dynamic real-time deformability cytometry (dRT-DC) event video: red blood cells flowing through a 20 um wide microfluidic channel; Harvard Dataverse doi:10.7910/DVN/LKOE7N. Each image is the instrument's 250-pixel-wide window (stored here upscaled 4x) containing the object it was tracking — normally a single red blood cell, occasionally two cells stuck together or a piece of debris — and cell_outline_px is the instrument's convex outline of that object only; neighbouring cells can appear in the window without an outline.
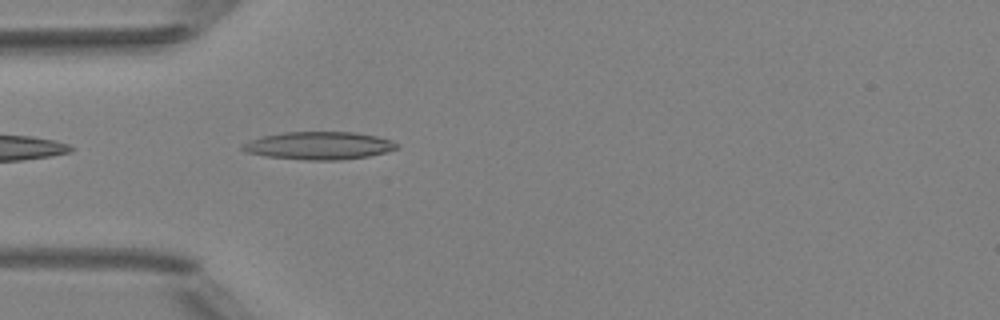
{"species": "Egyptian fruit bat (a non-hibernating species)", "species_latin": "Rousettus aegyptiacus", "temperature_condition": "room temperature", "stored_images_in_passage": 1, "camera_frame_rate_fps": 3000, "um_per_image_px": 0.085, "animal": {"sex": "female"}, "frame": {"image": 1, "passage_image": 1, "time_ms": 0.0, "image_size_px": [1000, 320], "cell_outline_px": [[400, 148], [368, 156], [336, 160], [308, 160], [264, 156], [244, 152], [240, 148], [244, 144], [252, 140], [264, 136], [284, 132], [352, 132], [376, 136], [388, 140], [396, 144]], "centroid_in_image_um": [27.08, 12.38], "position_along_channel_um": 57.9, "area_um2": 24.62}}